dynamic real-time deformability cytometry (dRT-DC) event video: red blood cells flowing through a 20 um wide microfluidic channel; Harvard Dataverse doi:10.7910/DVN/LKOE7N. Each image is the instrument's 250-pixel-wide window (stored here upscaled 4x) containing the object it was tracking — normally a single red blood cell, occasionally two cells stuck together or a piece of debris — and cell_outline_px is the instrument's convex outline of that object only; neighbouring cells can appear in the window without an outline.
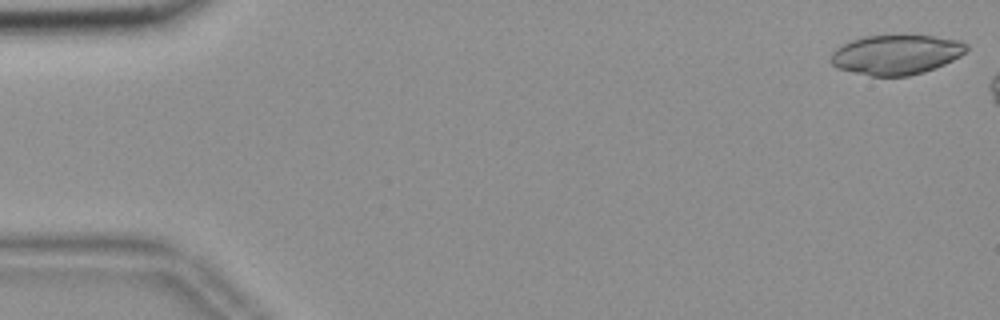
{"species": "common noctule bat (a hibernating species)", "species_latin": "Nyctalus noctula", "temperature_condition": "room temperature", "stored_images_in_passage": 7, "camera_frame_rate_fps": 3000, "um_per_image_px": 0.085, "animal": {"sex": "female", "body_mass_g": 18.4}, "frame": {"image": 1, "passage_image": 1, "time_ms": 0.0, "image_size_px": [1000, 320], "cell_outline_px": [[968, 48], [960, 56], [944, 64], [924, 72], [908, 76], [872, 76], [836, 68], [832, 64], [832, 52], [836, 48], [852, 40], [864, 36], [932, 36], [960, 40], [968, 44]], "centroid_in_image_um": [76.19, 4.65], "position_along_channel_um": 8.8, "area_um2": 31.1}}